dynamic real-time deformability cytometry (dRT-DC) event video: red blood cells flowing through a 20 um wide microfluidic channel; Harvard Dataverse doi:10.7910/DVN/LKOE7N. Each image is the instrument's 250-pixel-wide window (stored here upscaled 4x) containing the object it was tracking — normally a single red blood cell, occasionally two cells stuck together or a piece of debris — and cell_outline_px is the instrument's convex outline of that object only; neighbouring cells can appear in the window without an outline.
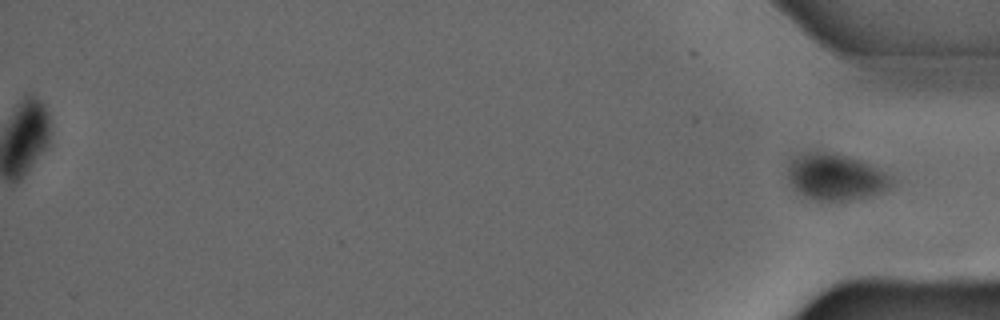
{"species": "common noctule bat (a hibernating species)", "species_latin": "Nyctalus noctula", "temperature_condition": "warm", "stored_images_in_passage": 39, "segment_of_instrument_passage": [2, 2], "camera_frame_rate_fps": 3000, "um_per_image_px": 0.085, "animal": {"sex": "male", "forearm_length_mm": 52.5}, "frame": {"image": 1, "passage_image": 39, "time_ms": 12.667, "image_size_px": [1000, 320], "cell_outline_px": [[888, 184], [884, 188], [868, 196], [848, 200], [816, 200], [804, 196], [792, 188], [788, 180], [788, 168], [792, 160], [796, 156], [804, 152], [828, 152], [844, 156], [856, 160], [872, 168], [884, 176], [888, 180]], "centroid_in_image_um": [70.82, 15.05], "position_along_channel_um": 364.4, "area_um2": 26.47}}